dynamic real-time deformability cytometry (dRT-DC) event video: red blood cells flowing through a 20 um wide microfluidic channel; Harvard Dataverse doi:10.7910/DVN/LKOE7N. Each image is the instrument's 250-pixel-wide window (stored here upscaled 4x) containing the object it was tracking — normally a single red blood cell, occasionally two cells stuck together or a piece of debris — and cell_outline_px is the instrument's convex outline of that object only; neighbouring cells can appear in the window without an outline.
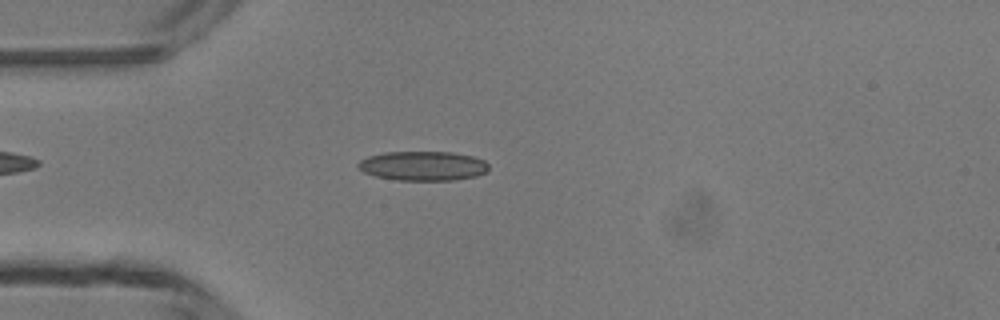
{"species": "common noctule bat (a hibernating species)", "species_latin": "Nyctalus noctula", "temperature_condition": "room temperature", "stored_images_in_passage": 2, "camera_frame_rate_fps": 3000, "um_per_image_px": 0.085, "animal": {"sex": "male", "body_mass_g": 13.3}, "frame": {"image": 1, "passage_image": 2, "time_ms": 1.333, "image_size_px": [1000, 320], "cell_outline_px": [[488, 172], [476, 176], [452, 180], [396, 180], [376, 176], [364, 172], [356, 164], [360, 160], [368, 156], [384, 152], [452, 152], [472, 156], [484, 160], [488, 164]], "centroid_in_image_um": [35.96, 14.1], "position_along_channel_um": 49.0, "area_um2": 22.37}}